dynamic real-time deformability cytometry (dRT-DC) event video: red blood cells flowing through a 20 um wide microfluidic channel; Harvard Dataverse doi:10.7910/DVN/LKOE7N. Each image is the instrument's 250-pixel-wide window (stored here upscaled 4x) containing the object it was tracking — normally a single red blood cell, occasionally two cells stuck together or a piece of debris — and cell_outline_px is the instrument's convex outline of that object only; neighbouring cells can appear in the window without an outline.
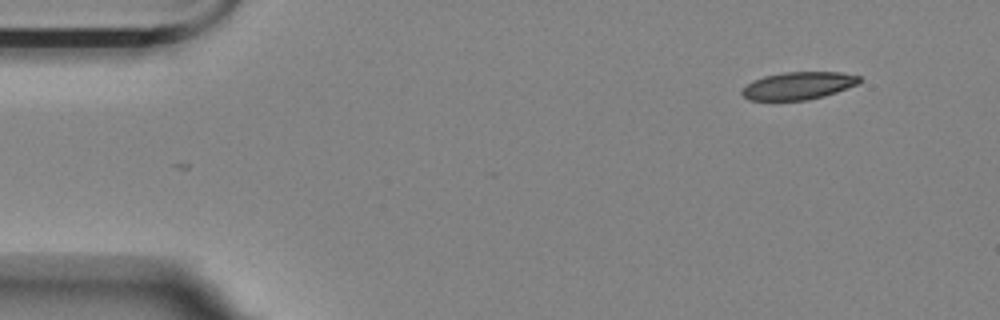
{"species": "Egyptian fruit bat (a non-hibernating species)", "species_latin": "Rousettus aegyptiacus", "temperature_condition": "room temperature", "stored_images_in_passage": 2, "camera_frame_rate_fps": 3000, "um_per_image_px": 0.085, "animal": {"sex": "female"}, "frame": {"image": 1, "passage_image": 1, "time_ms": 0.0, "image_size_px": [1000, 320], "cell_outline_px": [[860, 80], [856, 84], [836, 92], [824, 96], [808, 100], [748, 100], [740, 92], [752, 80], [764, 76], [784, 72], [840, 72], [860, 76]], "centroid_in_image_um": [67.83, 7.28], "position_along_channel_um": 17.2, "area_um2": 18.73}}